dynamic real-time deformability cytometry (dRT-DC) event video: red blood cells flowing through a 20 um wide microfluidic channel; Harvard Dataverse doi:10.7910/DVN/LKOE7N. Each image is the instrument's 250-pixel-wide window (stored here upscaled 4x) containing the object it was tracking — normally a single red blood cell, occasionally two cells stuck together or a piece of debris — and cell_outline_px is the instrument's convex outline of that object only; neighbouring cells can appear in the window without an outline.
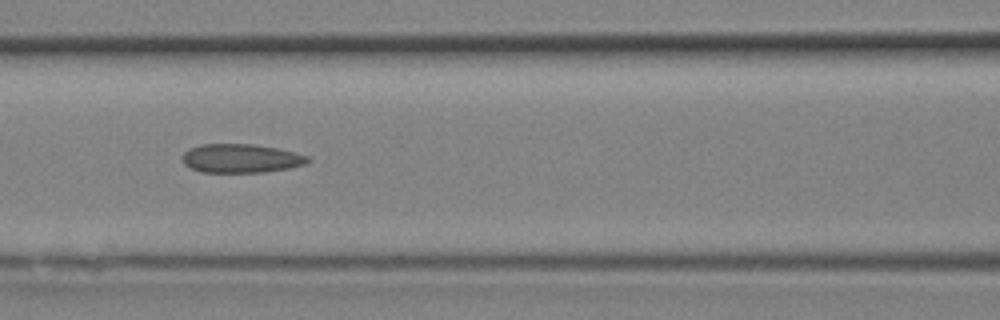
{"species": "Egyptian fruit bat (a non-hibernating species)", "species_latin": "Rousettus aegyptiacus", "temperature_condition": "room temperature", "stored_images_in_passage": 10, "camera_frame_rate_fps": 3000, "um_per_image_px": 0.085, "animal": {"sex": "female"}, "frame": {"image": 1, "passage_image": 9, "time_ms": 2.667, "image_size_px": [1000, 320], "cell_outline_px": [[312, 160], [304, 164], [288, 168], [264, 172], [200, 172], [184, 164], [180, 156], [188, 148], [200, 144], [252, 144], [276, 148], [308, 156]], "centroid_in_image_um": [20.43, 13.46], "position_along_channel_um": 146.2, "area_um2": 21.04}}